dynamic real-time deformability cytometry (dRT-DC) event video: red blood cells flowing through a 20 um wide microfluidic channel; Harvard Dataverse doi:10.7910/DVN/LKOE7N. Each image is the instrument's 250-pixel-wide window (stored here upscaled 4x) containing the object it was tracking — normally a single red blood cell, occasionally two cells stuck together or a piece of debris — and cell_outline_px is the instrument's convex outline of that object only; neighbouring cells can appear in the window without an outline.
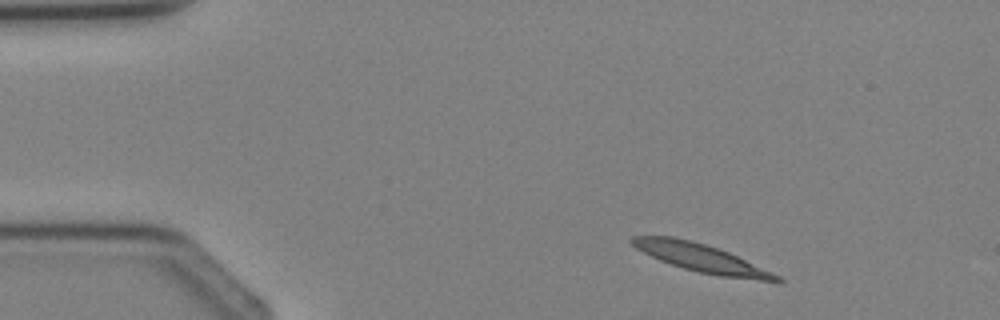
{"species": "Egyptian fruit bat (a non-hibernating species)", "species_latin": "Rousettus aegyptiacus", "temperature_condition": "cold", "stored_images_in_passage": 3, "camera_frame_rate_fps": 3000, "um_per_image_px": 0.085, "animal": {"sex": "female"}, "frame": {"image": 1, "passage_image": 1, "time_ms": 0.0, "image_size_px": [1000, 320], "cell_outline_px": [[784, 280], [760, 280], [720, 276], [700, 272], [684, 268], [660, 260], [636, 248], [628, 240], [632, 236], [672, 236], [704, 244], [728, 252], [772, 272], [780, 276]], "centroid_in_image_um": [59.55, 21.91], "position_along_channel_um": 25.5, "area_um2": 22.89}}
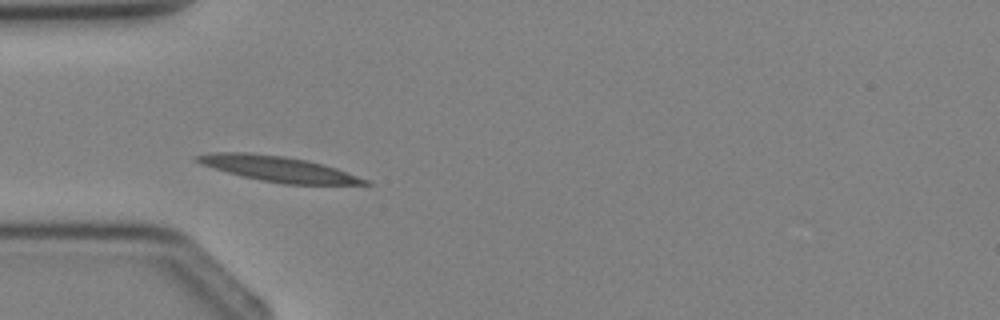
{"frame": {"image": 2, "passage_image": 3, "time_ms": 2.0, "image_size_px": [1000, 320], "cell_outline_px": [[372, 184], [284, 184], [260, 180], [228, 172], [200, 164], [192, 160], [196, 156], [208, 152], [248, 152], [284, 156], [304, 160], [336, 168], [368, 180]], "centroid_in_image_um": [23.58, 14.34], "position_along_channel_um": 61.4, "area_um2": 24.45}}